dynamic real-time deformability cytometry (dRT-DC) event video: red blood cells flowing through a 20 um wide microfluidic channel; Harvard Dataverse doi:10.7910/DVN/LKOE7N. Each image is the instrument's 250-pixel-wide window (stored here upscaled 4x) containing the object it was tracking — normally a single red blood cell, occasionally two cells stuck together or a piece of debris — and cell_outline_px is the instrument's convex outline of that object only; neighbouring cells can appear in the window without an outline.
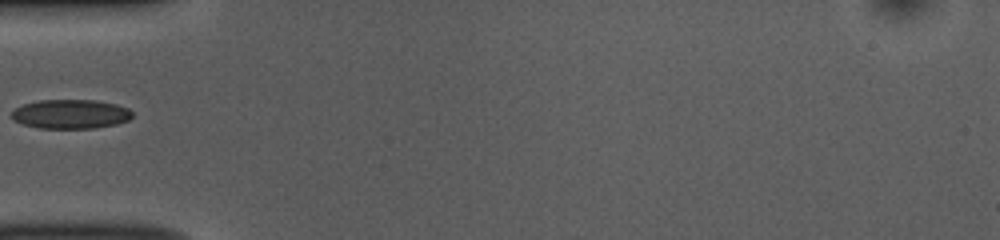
{"species": "common noctule bat (a hibernating species)", "species_latin": "Nyctalus noctula", "temperature_condition": "room temperature", "stored_images_in_passage": 22, "camera_frame_rate_fps": 3000, "um_per_image_px": 0.085, "animal": {"sex": "female", "body_mass_g": 10.0, "forearm_length_mm": 53.1}, "frame": {"image": 1, "passage_image": 1, "time_ms": 0.0, "image_size_px": [1000, 240], "cell_outline_px": [[132, 116], [128, 120], [116, 124], [96, 128], [36, 128], [12, 120], [12, 112], [16, 108], [24, 104], [40, 100], [96, 100], [116, 104], [128, 108], [132, 112]], "centroid_in_image_um": [6.01, 9.7], "position_along_channel_um": 79.0, "area_um2": 20.52}}
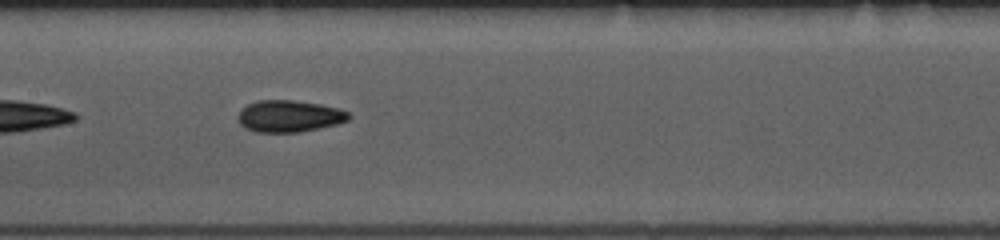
{"frame": {"image": 2, "passage_image": 9, "time_ms": 2.667, "image_size_px": [1000, 240], "cell_outline_px": [[352, 116], [348, 120], [336, 124], [300, 132], [256, 132], [244, 128], [236, 120], [236, 116], [248, 104], [256, 100], [292, 100], [320, 104], [340, 108], [348, 112]], "centroid_in_image_um": [24.57, 9.87], "position_along_channel_um": 182.8, "area_um2": 20.63}}
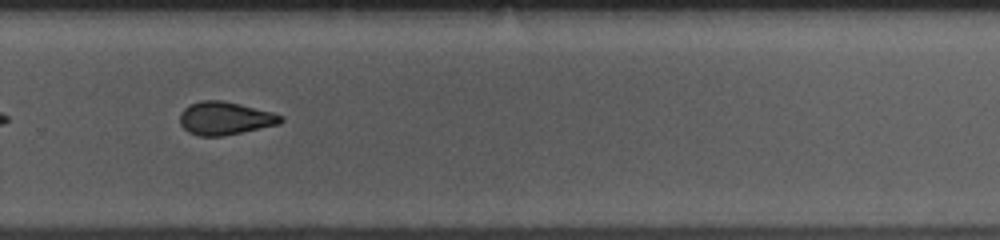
{"frame": {"image": 3, "passage_image": 19, "time_ms": 6.0, "image_size_px": [1000, 240], "cell_outline_px": [[284, 120], [280, 124], [224, 136], [200, 136], [188, 132], [180, 124], [180, 112], [188, 104], [200, 100], [220, 100], [240, 104], [272, 112], [284, 116]], "centroid_in_image_um": [19.12, 10.05], "position_along_channel_um": 310.7, "area_um2": 19.59}}